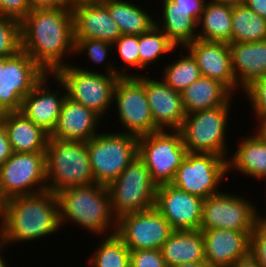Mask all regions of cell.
Segmentation results:
<instances>
[{
	"label": "cell",
	"instance_id": "cell-51",
	"mask_svg": "<svg viewBox=\"0 0 266 267\" xmlns=\"http://www.w3.org/2000/svg\"><path fill=\"white\" fill-rule=\"evenodd\" d=\"M4 246V247H3ZM6 244L0 239V267H7L8 264H6V260L3 258V255L2 254V248L3 250L5 249Z\"/></svg>",
	"mask_w": 266,
	"mask_h": 267
},
{
	"label": "cell",
	"instance_id": "cell-33",
	"mask_svg": "<svg viewBox=\"0 0 266 267\" xmlns=\"http://www.w3.org/2000/svg\"><path fill=\"white\" fill-rule=\"evenodd\" d=\"M103 237L88 264L91 267H130V250L123 241L116 234Z\"/></svg>",
	"mask_w": 266,
	"mask_h": 267
},
{
	"label": "cell",
	"instance_id": "cell-28",
	"mask_svg": "<svg viewBox=\"0 0 266 267\" xmlns=\"http://www.w3.org/2000/svg\"><path fill=\"white\" fill-rule=\"evenodd\" d=\"M197 28L200 40L232 43V6L208 0Z\"/></svg>",
	"mask_w": 266,
	"mask_h": 267
},
{
	"label": "cell",
	"instance_id": "cell-4",
	"mask_svg": "<svg viewBox=\"0 0 266 267\" xmlns=\"http://www.w3.org/2000/svg\"><path fill=\"white\" fill-rule=\"evenodd\" d=\"M115 63H106V73H101L76 64H66L53 74L64 84L70 99L91 109L101 118L112 108L114 87L121 77V69ZM120 69V70H119Z\"/></svg>",
	"mask_w": 266,
	"mask_h": 267
},
{
	"label": "cell",
	"instance_id": "cell-50",
	"mask_svg": "<svg viewBox=\"0 0 266 267\" xmlns=\"http://www.w3.org/2000/svg\"><path fill=\"white\" fill-rule=\"evenodd\" d=\"M213 1L221 4H228L231 6L242 5L245 2V0H213Z\"/></svg>",
	"mask_w": 266,
	"mask_h": 267
},
{
	"label": "cell",
	"instance_id": "cell-6",
	"mask_svg": "<svg viewBox=\"0 0 266 267\" xmlns=\"http://www.w3.org/2000/svg\"><path fill=\"white\" fill-rule=\"evenodd\" d=\"M232 99L216 108L186 114L179 131L187 152L211 153L228 159L226 128Z\"/></svg>",
	"mask_w": 266,
	"mask_h": 267
},
{
	"label": "cell",
	"instance_id": "cell-10",
	"mask_svg": "<svg viewBox=\"0 0 266 267\" xmlns=\"http://www.w3.org/2000/svg\"><path fill=\"white\" fill-rule=\"evenodd\" d=\"M115 102V103H114ZM122 125L121 133L132 134L136 137L159 131L154 125L153 116L145 92V75L134 77H119L114 92L113 103Z\"/></svg>",
	"mask_w": 266,
	"mask_h": 267
},
{
	"label": "cell",
	"instance_id": "cell-27",
	"mask_svg": "<svg viewBox=\"0 0 266 267\" xmlns=\"http://www.w3.org/2000/svg\"><path fill=\"white\" fill-rule=\"evenodd\" d=\"M238 146L234 155L228 156L227 173L233 169L243 176L266 180V143L252 133Z\"/></svg>",
	"mask_w": 266,
	"mask_h": 267
},
{
	"label": "cell",
	"instance_id": "cell-25",
	"mask_svg": "<svg viewBox=\"0 0 266 267\" xmlns=\"http://www.w3.org/2000/svg\"><path fill=\"white\" fill-rule=\"evenodd\" d=\"M166 266L205 261L201 230H173L160 248Z\"/></svg>",
	"mask_w": 266,
	"mask_h": 267
},
{
	"label": "cell",
	"instance_id": "cell-36",
	"mask_svg": "<svg viewBox=\"0 0 266 267\" xmlns=\"http://www.w3.org/2000/svg\"><path fill=\"white\" fill-rule=\"evenodd\" d=\"M113 48L117 51L121 61L124 63L121 70V77H134L125 70L138 68L139 70V36L122 34L114 43Z\"/></svg>",
	"mask_w": 266,
	"mask_h": 267
},
{
	"label": "cell",
	"instance_id": "cell-30",
	"mask_svg": "<svg viewBox=\"0 0 266 267\" xmlns=\"http://www.w3.org/2000/svg\"><path fill=\"white\" fill-rule=\"evenodd\" d=\"M162 11L158 20L155 19V25L177 48H184L197 39V22L190 17V12L179 8H162Z\"/></svg>",
	"mask_w": 266,
	"mask_h": 267
},
{
	"label": "cell",
	"instance_id": "cell-24",
	"mask_svg": "<svg viewBox=\"0 0 266 267\" xmlns=\"http://www.w3.org/2000/svg\"><path fill=\"white\" fill-rule=\"evenodd\" d=\"M229 48L233 74L242 90L266 76V40L230 43Z\"/></svg>",
	"mask_w": 266,
	"mask_h": 267
},
{
	"label": "cell",
	"instance_id": "cell-14",
	"mask_svg": "<svg viewBox=\"0 0 266 267\" xmlns=\"http://www.w3.org/2000/svg\"><path fill=\"white\" fill-rule=\"evenodd\" d=\"M0 83V114L20 111L22 100L47 74L26 52L4 57Z\"/></svg>",
	"mask_w": 266,
	"mask_h": 267
},
{
	"label": "cell",
	"instance_id": "cell-47",
	"mask_svg": "<svg viewBox=\"0 0 266 267\" xmlns=\"http://www.w3.org/2000/svg\"><path fill=\"white\" fill-rule=\"evenodd\" d=\"M33 7L37 6H62V0H30Z\"/></svg>",
	"mask_w": 266,
	"mask_h": 267
},
{
	"label": "cell",
	"instance_id": "cell-26",
	"mask_svg": "<svg viewBox=\"0 0 266 267\" xmlns=\"http://www.w3.org/2000/svg\"><path fill=\"white\" fill-rule=\"evenodd\" d=\"M232 96L233 93L221 82L203 76L181 93L185 114L222 106Z\"/></svg>",
	"mask_w": 266,
	"mask_h": 267
},
{
	"label": "cell",
	"instance_id": "cell-29",
	"mask_svg": "<svg viewBox=\"0 0 266 267\" xmlns=\"http://www.w3.org/2000/svg\"><path fill=\"white\" fill-rule=\"evenodd\" d=\"M107 8L111 18L116 22L121 34L141 35L155 25L154 16L151 17L145 9L125 0H100Z\"/></svg>",
	"mask_w": 266,
	"mask_h": 267
},
{
	"label": "cell",
	"instance_id": "cell-15",
	"mask_svg": "<svg viewBox=\"0 0 266 267\" xmlns=\"http://www.w3.org/2000/svg\"><path fill=\"white\" fill-rule=\"evenodd\" d=\"M173 232L169 222L153 207L117 219L116 235L130 251L159 249Z\"/></svg>",
	"mask_w": 266,
	"mask_h": 267
},
{
	"label": "cell",
	"instance_id": "cell-2",
	"mask_svg": "<svg viewBox=\"0 0 266 267\" xmlns=\"http://www.w3.org/2000/svg\"><path fill=\"white\" fill-rule=\"evenodd\" d=\"M61 227L59 201L52 191L5 200L0 215V239L8 246L55 235Z\"/></svg>",
	"mask_w": 266,
	"mask_h": 267
},
{
	"label": "cell",
	"instance_id": "cell-41",
	"mask_svg": "<svg viewBox=\"0 0 266 267\" xmlns=\"http://www.w3.org/2000/svg\"><path fill=\"white\" fill-rule=\"evenodd\" d=\"M30 0H0V15L21 22L32 10Z\"/></svg>",
	"mask_w": 266,
	"mask_h": 267
},
{
	"label": "cell",
	"instance_id": "cell-12",
	"mask_svg": "<svg viewBox=\"0 0 266 267\" xmlns=\"http://www.w3.org/2000/svg\"><path fill=\"white\" fill-rule=\"evenodd\" d=\"M227 176V159L211 153L187 152L171 184L192 195L206 199L220 192Z\"/></svg>",
	"mask_w": 266,
	"mask_h": 267
},
{
	"label": "cell",
	"instance_id": "cell-1",
	"mask_svg": "<svg viewBox=\"0 0 266 267\" xmlns=\"http://www.w3.org/2000/svg\"><path fill=\"white\" fill-rule=\"evenodd\" d=\"M21 50L46 73H54L74 54V20L68 6H37L20 22ZM64 58V59H63ZM64 62V63H63Z\"/></svg>",
	"mask_w": 266,
	"mask_h": 267
},
{
	"label": "cell",
	"instance_id": "cell-46",
	"mask_svg": "<svg viewBox=\"0 0 266 267\" xmlns=\"http://www.w3.org/2000/svg\"><path fill=\"white\" fill-rule=\"evenodd\" d=\"M257 121V132L255 133L264 143H266V119H257Z\"/></svg>",
	"mask_w": 266,
	"mask_h": 267
},
{
	"label": "cell",
	"instance_id": "cell-35",
	"mask_svg": "<svg viewBox=\"0 0 266 267\" xmlns=\"http://www.w3.org/2000/svg\"><path fill=\"white\" fill-rule=\"evenodd\" d=\"M20 50V22L0 15V57H11Z\"/></svg>",
	"mask_w": 266,
	"mask_h": 267
},
{
	"label": "cell",
	"instance_id": "cell-38",
	"mask_svg": "<svg viewBox=\"0 0 266 267\" xmlns=\"http://www.w3.org/2000/svg\"><path fill=\"white\" fill-rule=\"evenodd\" d=\"M245 92L246 98L250 101L255 118L266 119V76L253 81L247 86Z\"/></svg>",
	"mask_w": 266,
	"mask_h": 267
},
{
	"label": "cell",
	"instance_id": "cell-13",
	"mask_svg": "<svg viewBox=\"0 0 266 267\" xmlns=\"http://www.w3.org/2000/svg\"><path fill=\"white\" fill-rule=\"evenodd\" d=\"M251 202L226 191L209 196L203 201L200 230L253 231L261 214Z\"/></svg>",
	"mask_w": 266,
	"mask_h": 267
},
{
	"label": "cell",
	"instance_id": "cell-19",
	"mask_svg": "<svg viewBox=\"0 0 266 267\" xmlns=\"http://www.w3.org/2000/svg\"><path fill=\"white\" fill-rule=\"evenodd\" d=\"M145 92L154 125L159 130H179L185 119L181 93L162 79L145 76Z\"/></svg>",
	"mask_w": 266,
	"mask_h": 267
},
{
	"label": "cell",
	"instance_id": "cell-37",
	"mask_svg": "<svg viewBox=\"0 0 266 267\" xmlns=\"http://www.w3.org/2000/svg\"><path fill=\"white\" fill-rule=\"evenodd\" d=\"M114 50L113 44L99 39H75L74 55L85 53L89 62L94 64H103L107 62L108 52ZM91 60V61H90ZM106 60V61H105Z\"/></svg>",
	"mask_w": 266,
	"mask_h": 267
},
{
	"label": "cell",
	"instance_id": "cell-23",
	"mask_svg": "<svg viewBox=\"0 0 266 267\" xmlns=\"http://www.w3.org/2000/svg\"><path fill=\"white\" fill-rule=\"evenodd\" d=\"M0 123L7 131L13 152H46L50 134L22 112L0 114Z\"/></svg>",
	"mask_w": 266,
	"mask_h": 267
},
{
	"label": "cell",
	"instance_id": "cell-21",
	"mask_svg": "<svg viewBox=\"0 0 266 267\" xmlns=\"http://www.w3.org/2000/svg\"><path fill=\"white\" fill-rule=\"evenodd\" d=\"M71 9L75 39H99L113 44L122 35L100 0L75 5Z\"/></svg>",
	"mask_w": 266,
	"mask_h": 267
},
{
	"label": "cell",
	"instance_id": "cell-18",
	"mask_svg": "<svg viewBox=\"0 0 266 267\" xmlns=\"http://www.w3.org/2000/svg\"><path fill=\"white\" fill-rule=\"evenodd\" d=\"M193 56L203 77L218 80L233 94L239 89L232 70L229 43L195 39L185 47Z\"/></svg>",
	"mask_w": 266,
	"mask_h": 267
},
{
	"label": "cell",
	"instance_id": "cell-40",
	"mask_svg": "<svg viewBox=\"0 0 266 267\" xmlns=\"http://www.w3.org/2000/svg\"><path fill=\"white\" fill-rule=\"evenodd\" d=\"M130 267H167L159 249L130 251Z\"/></svg>",
	"mask_w": 266,
	"mask_h": 267
},
{
	"label": "cell",
	"instance_id": "cell-49",
	"mask_svg": "<svg viewBox=\"0 0 266 267\" xmlns=\"http://www.w3.org/2000/svg\"><path fill=\"white\" fill-rule=\"evenodd\" d=\"M94 0H62V6H68L72 8L75 5L83 4L86 2H91Z\"/></svg>",
	"mask_w": 266,
	"mask_h": 267
},
{
	"label": "cell",
	"instance_id": "cell-22",
	"mask_svg": "<svg viewBox=\"0 0 266 267\" xmlns=\"http://www.w3.org/2000/svg\"><path fill=\"white\" fill-rule=\"evenodd\" d=\"M102 118L91 109L66 96L56 128L50 138L63 141L87 142L97 132ZM101 120V121H100Z\"/></svg>",
	"mask_w": 266,
	"mask_h": 267
},
{
	"label": "cell",
	"instance_id": "cell-52",
	"mask_svg": "<svg viewBox=\"0 0 266 267\" xmlns=\"http://www.w3.org/2000/svg\"><path fill=\"white\" fill-rule=\"evenodd\" d=\"M4 68V57H0V83H1V76H2V70Z\"/></svg>",
	"mask_w": 266,
	"mask_h": 267
},
{
	"label": "cell",
	"instance_id": "cell-7",
	"mask_svg": "<svg viewBox=\"0 0 266 267\" xmlns=\"http://www.w3.org/2000/svg\"><path fill=\"white\" fill-rule=\"evenodd\" d=\"M94 183L108 185L138 155V137L132 134L102 132L87 141Z\"/></svg>",
	"mask_w": 266,
	"mask_h": 267
},
{
	"label": "cell",
	"instance_id": "cell-11",
	"mask_svg": "<svg viewBox=\"0 0 266 267\" xmlns=\"http://www.w3.org/2000/svg\"><path fill=\"white\" fill-rule=\"evenodd\" d=\"M46 190V152H13L0 165V193L4 201Z\"/></svg>",
	"mask_w": 266,
	"mask_h": 267
},
{
	"label": "cell",
	"instance_id": "cell-17",
	"mask_svg": "<svg viewBox=\"0 0 266 267\" xmlns=\"http://www.w3.org/2000/svg\"><path fill=\"white\" fill-rule=\"evenodd\" d=\"M49 76L57 83L56 88L60 87L59 89L62 88V91L59 89L53 91L47 86L50 79ZM66 96L64 84L53 73H47L35 85L33 90L23 98L20 112L51 134L56 128Z\"/></svg>",
	"mask_w": 266,
	"mask_h": 267
},
{
	"label": "cell",
	"instance_id": "cell-45",
	"mask_svg": "<svg viewBox=\"0 0 266 267\" xmlns=\"http://www.w3.org/2000/svg\"><path fill=\"white\" fill-rule=\"evenodd\" d=\"M231 267H261L255 257L249 252L246 256L239 258Z\"/></svg>",
	"mask_w": 266,
	"mask_h": 267
},
{
	"label": "cell",
	"instance_id": "cell-5",
	"mask_svg": "<svg viewBox=\"0 0 266 267\" xmlns=\"http://www.w3.org/2000/svg\"><path fill=\"white\" fill-rule=\"evenodd\" d=\"M47 189L53 193L94 183L87 142L49 138L46 149Z\"/></svg>",
	"mask_w": 266,
	"mask_h": 267
},
{
	"label": "cell",
	"instance_id": "cell-3",
	"mask_svg": "<svg viewBox=\"0 0 266 267\" xmlns=\"http://www.w3.org/2000/svg\"><path fill=\"white\" fill-rule=\"evenodd\" d=\"M61 225L74 222L96 235L116 233L117 218L113 215L106 185L93 183L64 188L56 193ZM111 228V231H109ZM109 229V230H108ZM110 232V234H109Z\"/></svg>",
	"mask_w": 266,
	"mask_h": 267
},
{
	"label": "cell",
	"instance_id": "cell-16",
	"mask_svg": "<svg viewBox=\"0 0 266 267\" xmlns=\"http://www.w3.org/2000/svg\"><path fill=\"white\" fill-rule=\"evenodd\" d=\"M203 201L170 183L157 187L155 207L173 230H200Z\"/></svg>",
	"mask_w": 266,
	"mask_h": 267
},
{
	"label": "cell",
	"instance_id": "cell-20",
	"mask_svg": "<svg viewBox=\"0 0 266 267\" xmlns=\"http://www.w3.org/2000/svg\"><path fill=\"white\" fill-rule=\"evenodd\" d=\"M204 239L205 261L210 267H231L250 252L252 231L228 229L201 230Z\"/></svg>",
	"mask_w": 266,
	"mask_h": 267
},
{
	"label": "cell",
	"instance_id": "cell-32",
	"mask_svg": "<svg viewBox=\"0 0 266 267\" xmlns=\"http://www.w3.org/2000/svg\"><path fill=\"white\" fill-rule=\"evenodd\" d=\"M181 55L179 59L172 61L163 67L162 79L173 90L182 93L188 86L198 80L202 75L193 56L186 51L180 50Z\"/></svg>",
	"mask_w": 266,
	"mask_h": 267
},
{
	"label": "cell",
	"instance_id": "cell-54",
	"mask_svg": "<svg viewBox=\"0 0 266 267\" xmlns=\"http://www.w3.org/2000/svg\"><path fill=\"white\" fill-rule=\"evenodd\" d=\"M260 221L266 226V215L260 216Z\"/></svg>",
	"mask_w": 266,
	"mask_h": 267
},
{
	"label": "cell",
	"instance_id": "cell-39",
	"mask_svg": "<svg viewBox=\"0 0 266 267\" xmlns=\"http://www.w3.org/2000/svg\"><path fill=\"white\" fill-rule=\"evenodd\" d=\"M250 253L261 267H266V226L261 221L250 235Z\"/></svg>",
	"mask_w": 266,
	"mask_h": 267
},
{
	"label": "cell",
	"instance_id": "cell-31",
	"mask_svg": "<svg viewBox=\"0 0 266 267\" xmlns=\"http://www.w3.org/2000/svg\"><path fill=\"white\" fill-rule=\"evenodd\" d=\"M266 40V19L245 4L232 6V43Z\"/></svg>",
	"mask_w": 266,
	"mask_h": 267
},
{
	"label": "cell",
	"instance_id": "cell-42",
	"mask_svg": "<svg viewBox=\"0 0 266 267\" xmlns=\"http://www.w3.org/2000/svg\"><path fill=\"white\" fill-rule=\"evenodd\" d=\"M208 0H163L161 8H179L183 11L190 12L192 17L197 23L204 11L205 5Z\"/></svg>",
	"mask_w": 266,
	"mask_h": 267
},
{
	"label": "cell",
	"instance_id": "cell-43",
	"mask_svg": "<svg viewBox=\"0 0 266 267\" xmlns=\"http://www.w3.org/2000/svg\"><path fill=\"white\" fill-rule=\"evenodd\" d=\"M13 154L11 144L8 140L7 131L0 123V165Z\"/></svg>",
	"mask_w": 266,
	"mask_h": 267
},
{
	"label": "cell",
	"instance_id": "cell-8",
	"mask_svg": "<svg viewBox=\"0 0 266 267\" xmlns=\"http://www.w3.org/2000/svg\"><path fill=\"white\" fill-rule=\"evenodd\" d=\"M158 185L145 162L137 155L126 169L107 185L113 215L121 216L155 207Z\"/></svg>",
	"mask_w": 266,
	"mask_h": 267
},
{
	"label": "cell",
	"instance_id": "cell-53",
	"mask_svg": "<svg viewBox=\"0 0 266 267\" xmlns=\"http://www.w3.org/2000/svg\"><path fill=\"white\" fill-rule=\"evenodd\" d=\"M4 203H5V201H4V199L2 198L1 193H0V215H1V213H2Z\"/></svg>",
	"mask_w": 266,
	"mask_h": 267
},
{
	"label": "cell",
	"instance_id": "cell-9",
	"mask_svg": "<svg viewBox=\"0 0 266 267\" xmlns=\"http://www.w3.org/2000/svg\"><path fill=\"white\" fill-rule=\"evenodd\" d=\"M186 154L187 149L179 130H159L138 137V155L158 186L173 181Z\"/></svg>",
	"mask_w": 266,
	"mask_h": 267
},
{
	"label": "cell",
	"instance_id": "cell-48",
	"mask_svg": "<svg viewBox=\"0 0 266 267\" xmlns=\"http://www.w3.org/2000/svg\"><path fill=\"white\" fill-rule=\"evenodd\" d=\"M171 267H210V265L206 261H200L193 263H182Z\"/></svg>",
	"mask_w": 266,
	"mask_h": 267
},
{
	"label": "cell",
	"instance_id": "cell-44",
	"mask_svg": "<svg viewBox=\"0 0 266 267\" xmlns=\"http://www.w3.org/2000/svg\"><path fill=\"white\" fill-rule=\"evenodd\" d=\"M244 4L260 17L266 19V0H245Z\"/></svg>",
	"mask_w": 266,
	"mask_h": 267
},
{
	"label": "cell",
	"instance_id": "cell-34",
	"mask_svg": "<svg viewBox=\"0 0 266 267\" xmlns=\"http://www.w3.org/2000/svg\"><path fill=\"white\" fill-rule=\"evenodd\" d=\"M177 50L168 37L154 25L150 30L139 35V70H147L156 63L160 56ZM147 67V68H146Z\"/></svg>",
	"mask_w": 266,
	"mask_h": 267
}]
</instances>
